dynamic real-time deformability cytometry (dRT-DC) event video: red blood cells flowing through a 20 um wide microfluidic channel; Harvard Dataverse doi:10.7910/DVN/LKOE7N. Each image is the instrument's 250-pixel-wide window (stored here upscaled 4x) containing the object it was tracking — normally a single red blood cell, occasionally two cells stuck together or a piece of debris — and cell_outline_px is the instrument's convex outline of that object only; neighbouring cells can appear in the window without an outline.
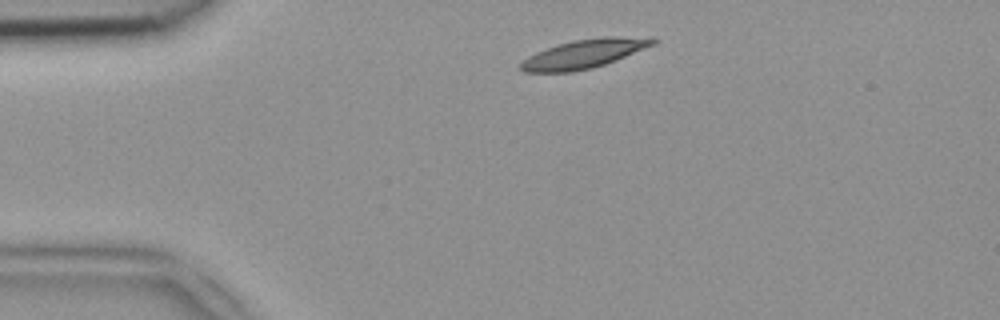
{"species": "common noctule bat (a hibernating species)", "species_latin": "Nyctalus noctula", "temperature_condition": "room temperature", "stored_images_in_passage": 40, "camera_frame_rate_fps": 3000, "um_per_image_px": 0.085, "animal": {"sex": "female", "body_mass_g": 18.4}, "frame": {"image": 1, "passage_image": 1, "time_ms": 0.0, "image_size_px": [1000, 320], "cell_outline_px": [[660, 40], [656, 44], [616, 60], [592, 68], [572, 72], [524, 72], [520, 68], [520, 64], [528, 56], [536, 52], [572, 40], [604, 36], [656, 36]], "centroid_in_image_um": [49.76, 4.54], "position_along_channel_um": 35.2, "area_um2": 22.48}}
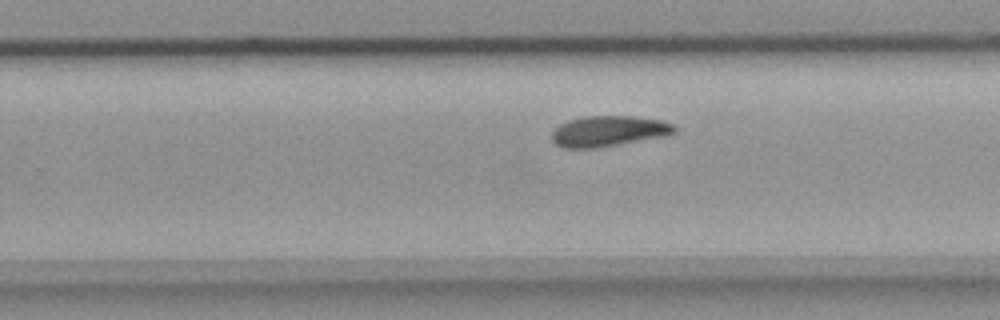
{"frame": {"image": 2, "passage_image": 22, "time_ms": 7.0, "image_size_px": [1000, 320], "cell_outline_px": [[676, 132], [668, 136], [596, 148], [564, 148], [556, 144], [552, 140], [552, 128], [568, 120], [584, 116], [632, 116], [660, 120], [672, 124], [676, 128]], "centroid_in_image_um": [51.72, 11.15], "position_along_channel_um": 278.1, "area_um2": 22.08}}
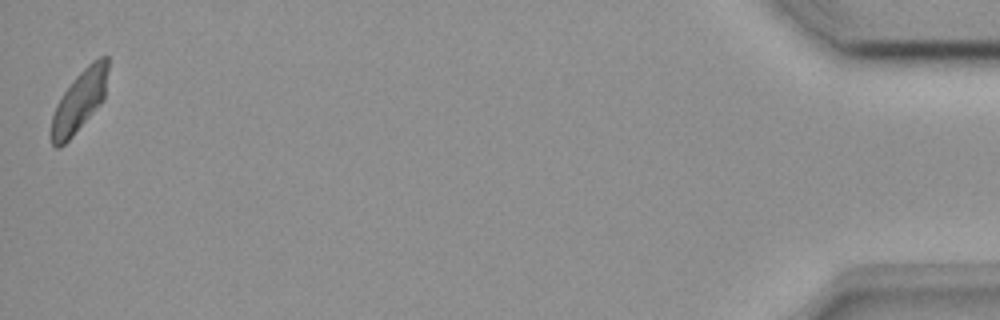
{"frame": {"image": 3, "passage_image": 40, "time_ms": 13.0, "image_size_px": [1000, 320], "cell_outline_px": [[108, 72], [104, 100], [72, 136], [60, 148], [56, 148], [52, 144], [52, 116], [56, 104], [72, 80], [92, 60], [100, 56], [108, 56]], "centroid_in_image_um": [6.77, 8.55], "position_along_channel_um": 428.4, "area_um2": 20.06}}